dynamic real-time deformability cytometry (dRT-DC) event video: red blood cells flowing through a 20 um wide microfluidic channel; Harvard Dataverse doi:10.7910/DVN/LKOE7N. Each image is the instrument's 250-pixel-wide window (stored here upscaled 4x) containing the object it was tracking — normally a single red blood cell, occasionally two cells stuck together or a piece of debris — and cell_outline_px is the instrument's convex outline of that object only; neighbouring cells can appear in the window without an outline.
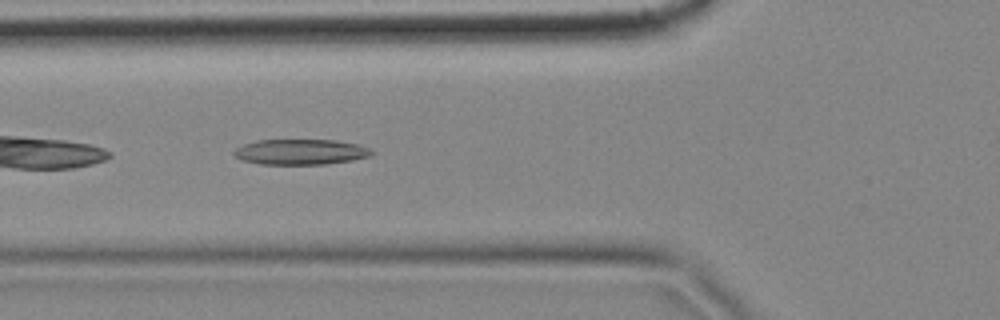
{"species": "common noctule bat (a hibernating species)", "species_latin": "Nyctalus noctula", "temperature_condition": "cold", "stored_images_in_passage": 42, "camera_frame_rate_fps": 3000, "um_per_image_px": 0.085, "animal": {"sex": "female", "body_mass_g": 18.4}, "frame": {"image": 1, "passage_image": 5, "time_ms": 1.333, "image_size_px": [1000, 320], "cell_outline_px": [[372, 156], [352, 160], [324, 164], [260, 164], [244, 160], [236, 156], [232, 152], [236, 148], [244, 144], [256, 140], [336, 140], [356, 144], [368, 148], [372, 152]], "centroid_in_image_um": [25.54, 12.91], "position_along_channel_um": 100.3, "area_um2": 20.23}}
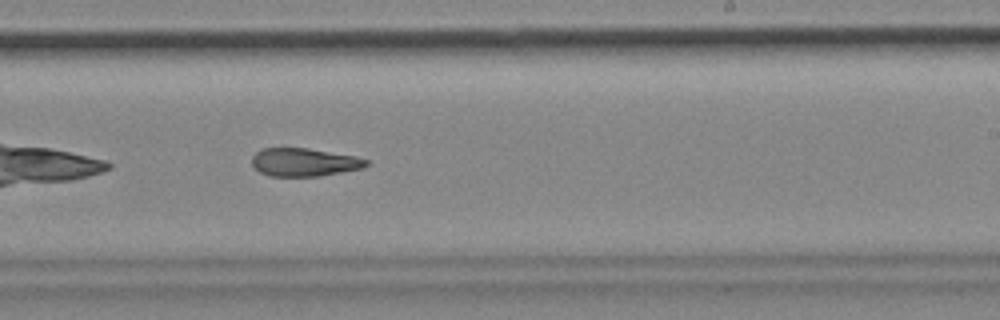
{"frame": {"image": 2, "passage_image": 19, "time_ms": 6.0, "image_size_px": [1000, 320], "cell_outline_px": [[368, 164], [364, 168], [320, 176], [268, 176], [260, 172], [252, 164], [252, 156], [260, 148], [308, 148], [356, 156], [368, 160]], "centroid_in_image_um": [25.85, 13.78], "position_along_channel_um": 263.1, "area_um2": 18.84}}
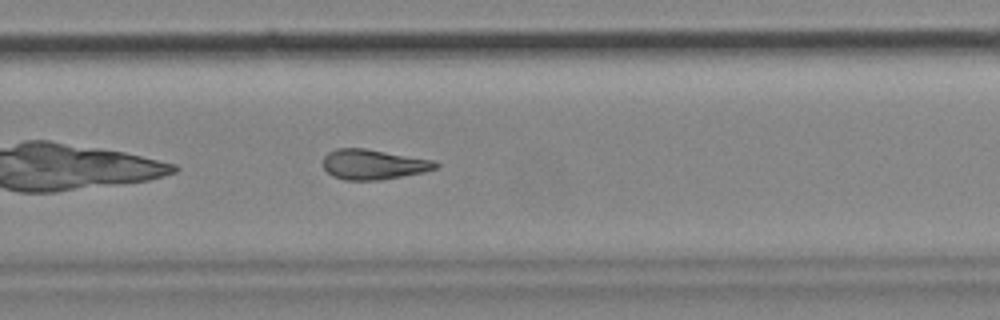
{"frame": {"image": 3, "passage_image": 22, "time_ms": 7.0, "image_size_px": [1000, 320], "cell_outline_px": [[440, 164], [436, 168], [424, 172], [380, 180], [344, 180], [332, 176], [324, 168], [324, 156], [328, 152], [336, 148], [364, 148], [436, 160]], "centroid_in_image_um": [31.75, 13.97], "position_along_channel_um": 298.0, "area_um2": 19.83}, "authors_computed_cell_mechanics": {"area_um2": 19.941, "velocity_mm_per_s": 3.4993, "shape_relaxation_time_tau1_ms": null, "shape_relaxation_time_tau2_ms": 3.9177, "deformation_change_tau1": null, "deformation_change_tau2": 0.1316}}